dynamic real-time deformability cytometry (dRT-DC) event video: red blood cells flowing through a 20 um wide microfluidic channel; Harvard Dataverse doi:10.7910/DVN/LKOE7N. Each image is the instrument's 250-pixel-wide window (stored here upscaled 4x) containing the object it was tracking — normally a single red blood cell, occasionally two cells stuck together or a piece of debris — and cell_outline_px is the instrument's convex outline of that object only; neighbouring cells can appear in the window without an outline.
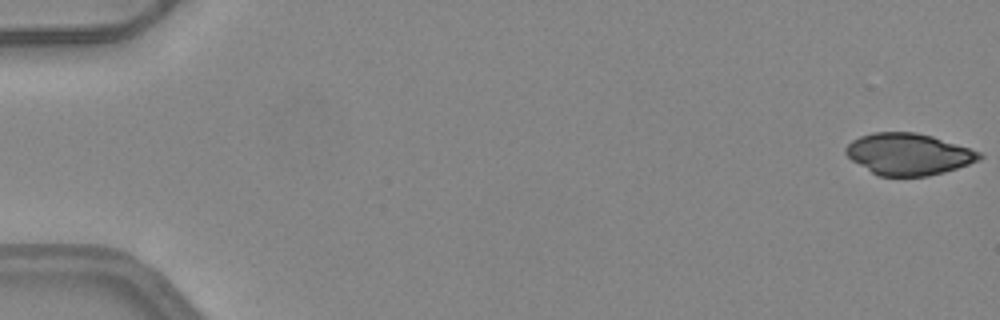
{"species": "common noctule bat (a hibernating species)", "species_latin": "Nyctalus noctula", "temperature_condition": "warm", "stored_images_in_passage": 2, "camera_frame_rate_fps": 3000, "um_per_image_px": 0.085, "animal": {"sex": "female", "body_mass_g": 24.6, "forearm_length_mm": 56.2}, "frame": {"image": 1, "passage_image": 1, "time_ms": 0.0, "image_size_px": [1000, 320], "cell_outline_px": [[984, 156], [980, 160], [944, 172], [928, 176], [880, 176], [872, 172], [852, 160], [844, 152], [844, 148], [852, 140], [860, 136], [872, 132], [916, 132], [932, 136], [980, 152]], "centroid_in_image_um": [77.2, 13.09], "position_along_channel_um": 7.8, "area_um2": 32.19}}